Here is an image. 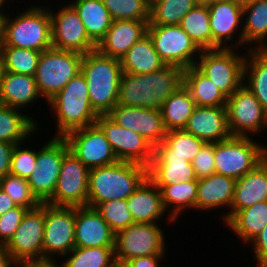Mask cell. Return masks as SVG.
<instances>
[{
	"label": "cell",
	"instance_id": "26",
	"mask_svg": "<svg viewBox=\"0 0 267 267\" xmlns=\"http://www.w3.org/2000/svg\"><path fill=\"white\" fill-rule=\"evenodd\" d=\"M41 96L35 76L1 71L0 104L22 109L24 113H27V108L36 102H41L40 98L44 99Z\"/></svg>",
	"mask_w": 267,
	"mask_h": 267
},
{
	"label": "cell",
	"instance_id": "4",
	"mask_svg": "<svg viewBox=\"0 0 267 267\" xmlns=\"http://www.w3.org/2000/svg\"><path fill=\"white\" fill-rule=\"evenodd\" d=\"M46 105L51 109V118L55 116V137H64L73 130L96 124L99 116L90 104L86 78L81 72Z\"/></svg>",
	"mask_w": 267,
	"mask_h": 267
},
{
	"label": "cell",
	"instance_id": "61",
	"mask_svg": "<svg viewBox=\"0 0 267 267\" xmlns=\"http://www.w3.org/2000/svg\"><path fill=\"white\" fill-rule=\"evenodd\" d=\"M0 41H1V19H0Z\"/></svg>",
	"mask_w": 267,
	"mask_h": 267
},
{
	"label": "cell",
	"instance_id": "57",
	"mask_svg": "<svg viewBox=\"0 0 267 267\" xmlns=\"http://www.w3.org/2000/svg\"><path fill=\"white\" fill-rule=\"evenodd\" d=\"M112 267H127V266L125 264L116 262Z\"/></svg>",
	"mask_w": 267,
	"mask_h": 267
},
{
	"label": "cell",
	"instance_id": "14",
	"mask_svg": "<svg viewBox=\"0 0 267 267\" xmlns=\"http://www.w3.org/2000/svg\"><path fill=\"white\" fill-rule=\"evenodd\" d=\"M147 33L165 65L183 70L196 65L201 49L179 25H148Z\"/></svg>",
	"mask_w": 267,
	"mask_h": 267
},
{
	"label": "cell",
	"instance_id": "55",
	"mask_svg": "<svg viewBox=\"0 0 267 267\" xmlns=\"http://www.w3.org/2000/svg\"><path fill=\"white\" fill-rule=\"evenodd\" d=\"M19 267H57L56 264H45V265H20Z\"/></svg>",
	"mask_w": 267,
	"mask_h": 267
},
{
	"label": "cell",
	"instance_id": "9",
	"mask_svg": "<svg viewBox=\"0 0 267 267\" xmlns=\"http://www.w3.org/2000/svg\"><path fill=\"white\" fill-rule=\"evenodd\" d=\"M160 223L134 222L116 233L115 261L124 264L135 257L166 255L164 228Z\"/></svg>",
	"mask_w": 267,
	"mask_h": 267
},
{
	"label": "cell",
	"instance_id": "2",
	"mask_svg": "<svg viewBox=\"0 0 267 267\" xmlns=\"http://www.w3.org/2000/svg\"><path fill=\"white\" fill-rule=\"evenodd\" d=\"M35 4L27 6L26 10L22 8L23 12L14 13L18 14L15 17L8 12L1 20L0 47H18L39 52L52 48L49 8Z\"/></svg>",
	"mask_w": 267,
	"mask_h": 267
},
{
	"label": "cell",
	"instance_id": "11",
	"mask_svg": "<svg viewBox=\"0 0 267 267\" xmlns=\"http://www.w3.org/2000/svg\"><path fill=\"white\" fill-rule=\"evenodd\" d=\"M45 203L24 214L11 240L4 246L20 265H43Z\"/></svg>",
	"mask_w": 267,
	"mask_h": 267
},
{
	"label": "cell",
	"instance_id": "3",
	"mask_svg": "<svg viewBox=\"0 0 267 267\" xmlns=\"http://www.w3.org/2000/svg\"><path fill=\"white\" fill-rule=\"evenodd\" d=\"M148 177V167L127 161L90 169L87 206L127 199Z\"/></svg>",
	"mask_w": 267,
	"mask_h": 267
},
{
	"label": "cell",
	"instance_id": "20",
	"mask_svg": "<svg viewBox=\"0 0 267 267\" xmlns=\"http://www.w3.org/2000/svg\"><path fill=\"white\" fill-rule=\"evenodd\" d=\"M115 123L141 135L154 148L165 139L161 109L116 105L107 114Z\"/></svg>",
	"mask_w": 267,
	"mask_h": 267
},
{
	"label": "cell",
	"instance_id": "6",
	"mask_svg": "<svg viewBox=\"0 0 267 267\" xmlns=\"http://www.w3.org/2000/svg\"><path fill=\"white\" fill-rule=\"evenodd\" d=\"M253 139L231 136L214 143L215 173L237 180L263 162L267 158V145Z\"/></svg>",
	"mask_w": 267,
	"mask_h": 267
},
{
	"label": "cell",
	"instance_id": "1",
	"mask_svg": "<svg viewBox=\"0 0 267 267\" xmlns=\"http://www.w3.org/2000/svg\"><path fill=\"white\" fill-rule=\"evenodd\" d=\"M183 69L165 65L148 74L122 73L118 105L161 109L163 103L183 85Z\"/></svg>",
	"mask_w": 267,
	"mask_h": 267
},
{
	"label": "cell",
	"instance_id": "18",
	"mask_svg": "<svg viewBox=\"0 0 267 267\" xmlns=\"http://www.w3.org/2000/svg\"><path fill=\"white\" fill-rule=\"evenodd\" d=\"M208 9L212 33V49H244L243 4L235 1L213 0L208 5Z\"/></svg>",
	"mask_w": 267,
	"mask_h": 267
},
{
	"label": "cell",
	"instance_id": "53",
	"mask_svg": "<svg viewBox=\"0 0 267 267\" xmlns=\"http://www.w3.org/2000/svg\"><path fill=\"white\" fill-rule=\"evenodd\" d=\"M16 206L12 198L0 188V216Z\"/></svg>",
	"mask_w": 267,
	"mask_h": 267
},
{
	"label": "cell",
	"instance_id": "31",
	"mask_svg": "<svg viewBox=\"0 0 267 267\" xmlns=\"http://www.w3.org/2000/svg\"><path fill=\"white\" fill-rule=\"evenodd\" d=\"M122 73L148 74L165 66L147 33L120 59Z\"/></svg>",
	"mask_w": 267,
	"mask_h": 267
},
{
	"label": "cell",
	"instance_id": "13",
	"mask_svg": "<svg viewBox=\"0 0 267 267\" xmlns=\"http://www.w3.org/2000/svg\"><path fill=\"white\" fill-rule=\"evenodd\" d=\"M50 138L37 150L36 165L27 179L32 193L41 203L53 196L63 157L70 151L63 137Z\"/></svg>",
	"mask_w": 267,
	"mask_h": 267
},
{
	"label": "cell",
	"instance_id": "44",
	"mask_svg": "<svg viewBox=\"0 0 267 267\" xmlns=\"http://www.w3.org/2000/svg\"><path fill=\"white\" fill-rule=\"evenodd\" d=\"M0 188L12 198L17 206L29 210L34 209L41 204L37 197L32 193L28 180L23 179L22 177L9 173L0 179Z\"/></svg>",
	"mask_w": 267,
	"mask_h": 267
},
{
	"label": "cell",
	"instance_id": "52",
	"mask_svg": "<svg viewBox=\"0 0 267 267\" xmlns=\"http://www.w3.org/2000/svg\"><path fill=\"white\" fill-rule=\"evenodd\" d=\"M20 264L11 256L5 247H0V267H19Z\"/></svg>",
	"mask_w": 267,
	"mask_h": 267
},
{
	"label": "cell",
	"instance_id": "33",
	"mask_svg": "<svg viewBox=\"0 0 267 267\" xmlns=\"http://www.w3.org/2000/svg\"><path fill=\"white\" fill-rule=\"evenodd\" d=\"M89 38L96 44L105 37L113 19L102 0H72Z\"/></svg>",
	"mask_w": 267,
	"mask_h": 267
},
{
	"label": "cell",
	"instance_id": "22",
	"mask_svg": "<svg viewBox=\"0 0 267 267\" xmlns=\"http://www.w3.org/2000/svg\"><path fill=\"white\" fill-rule=\"evenodd\" d=\"M115 237L94 207H75V247H115Z\"/></svg>",
	"mask_w": 267,
	"mask_h": 267
},
{
	"label": "cell",
	"instance_id": "60",
	"mask_svg": "<svg viewBox=\"0 0 267 267\" xmlns=\"http://www.w3.org/2000/svg\"><path fill=\"white\" fill-rule=\"evenodd\" d=\"M149 4L153 3L155 0H146Z\"/></svg>",
	"mask_w": 267,
	"mask_h": 267
},
{
	"label": "cell",
	"instance_id": "50",
	"mask_svg": "<svg viewBox=\"0 0 267 267\" xmlns=\"http://www.w3.org/2000/svg\"><path fill=\"white\" fill-rule=\"evenodd\" d=\"M17 144L0 142V179L10 173L11 158Z\"/></svg>",
	"mask_w": 267,
	"mask_h": 267
},
{
	"label": "cell",
	"instance_id": "42",
	"mask_svg": "<svg viewBox=\"0 0 267 267\" xmlns=\"http://www.w3.org/2000/svg\"><path fill=\"white\" fill-rule=\"evenodd\" d=\"M195 5L193 0H155L150 4L148 25H179Z\"/></svg>",
	"mask_w": 267,
	"mask_h": 267
},
{
	"label": "cell",
	"instance_id": "40",
	"mask_svg": "<svg viewBox=\"0 0 267 267\" xmlns=\"http://www.w3.org/2000/svg\"><path fill=\"white\" fill-rule=\"evenodd\" d=\"M115 247H74L57 267H112Z\"/></svg>",
	"mask_w": 267,
	"mask_h": 267
},
{
	"label": "cell",
	"instance_id": "8",
	"mask_svg": "<svg viewBox=\"0 0 267 267\" xmlns=\"http://www.w3.org/2000/svg\"><path fill=\"white\" fill-rule=\"evenodd\" d=\"M83 54L50 48L41 52L35 74L39 92L47 103L81 72Z\"/></svg>",
	"mask_w": 267,
	"mask_h": 267
},
{
	"label": "cell",
	"instance_id": "36",
	"mask_svg": "<svg viewBox=\"0 0 267 267\" xmlns=\"http://www.w3.org/2000/svg\"><path fill=\"white\" fill-rule=\"evenodd\" d=\"M156 186L161 190L165 211L176 223L185 210H196L198 180Z\"/></svg>",
	"mask_w": 267,
	"mask_h": 267
},
{
	"label": "cell",
	"instance_id": "29",
	"mask_svg": "<svg viewBox=\"0 0 267 267\" xmlns=\"http://www.w3.org/2000/svg\"><path fill=\"white\" fill-rule=\"evenodd\" d=\"M22 111V112H21ZM31 116V117H30ZM23 110L0 104V142L21 144L40 130V121ZM39 125V126H38ZM35 132V133H34Z\"/></svg>",
	"mask_w": 267,
	"mask_h": 267
},
{
	"label": "cell",
	"instance_id": "23",
	"mask_svg": "<svg viewBox=\"0 0 267 267\" xmlns=\"http://www.w3.org/2000/svg\"><path fill=\"white\" fill-rule=\"evenodd\" d=\"M126 207L134 222L160 223L167 216V224L176 225L164 209L161 190L148 177L126 199Z\"/></svg>",
	"mask_w": 267,
	"mask_h": 267
},
{
	"label": "cell",
	"instance_id": "47",
	"mask_svg": "<svg viewBox=\"0 0 267 267\" xmlns=\"http://www.w3.org/2000/svg\"><path fill=\"white\" fill-rule=\"evenodd\" d=\"M27 210L16 206L0 216V247H4L11 240Z\"/></svg>",
	"mask_w": 267,
	"mask_h": 267
},
{
	"label": "cell",
	"instance_id": "7",
	"mask_svg": "<svg viewBox=\"0 0 267 267\" xmlns=\"http://www.w3.org/2000/svg\"><path fill=\"white\" fill-rule=\"evenodd\" d=\"M246 52L238 48L201 50L195 66L229 98L243 84Z\"/></svg>",
	"mask_w": 267,
	"mask_h": 267
},
{
	"label": "cell",
	"instance_id": "49",
	"mask_svg": "<svg viewBox=\"0 0 267 267\" xmlns=\"http://www.w3.org/2000/svg\"><path fill=\"white\" fill-rule=\"evenodd\" d=\"M251 247L250 250L254 253L253 255L257 262L256 265L267 261V224L261 233L255 237L246 247Z\"/></svg>",
	"mask_w": 267,
	"mask_h": 267
},
{
	"label": "cell",
	"instance_id": "62",
	"mask_svg": "<svg viewBox=\"0 0 267 267\" xmlns=\"http://www.w3.org/2000/svg\"><path fill=\"white\" fill-rule=\"evenodd\" d=\"M227 1H235V2H240L241 3V0H227Z\"/></svg>",
	"mask_w": 267,
	"mask_h": 267
},
{
	"label": "cell",
	"instance_id": "43",
	"mask_svg": "<svg viewBox=\"0 0 267 267\" xmlns=\"http://www.w3.org/2000/svg\"><path fill=\"white\" fill-rule=\"evenodd\" d=\"M113 21H149L150 4L146 0H102Z\"/></svg>",
	"mask_w": 267,
	"mask_h": 267
},
{
	"label": "cell",
	"instance_id": "34",
	"mask_svg": "<svg viewBox=\"0 0 267 267\" xmlns=\"http://www.w3.org/2000/svg\"><path fill=\"white\" fill-rule=\"evenodd\" d=\"M183 85L196 106L218 107L227 103V97L195 65L184 69Z\"/></svg>",
	"mask_w": 267,
	"mask_h": 267
},
{
	"label": "cell",
	"instance_id": "48",
	"mask_svg": "<svg viewBox=\"0 0 267 267\" xmlns=\"http://www.w3.org/2000/svg\"><path fill=\"white\" fill-rule=\"evenodd\" d=\"M214 143H205L191 162L197 179L215 173Z\"/></svg>",
	"mask_w": 267,
	"mask_h": 267
},
{
	"label": "cell",
	"instance_id": "37",
	"mask_svg": "<svg viewBox=\"0 0 267 267\" xmlns=\"http://www.w3.org/2000/svg\"><path fill=\"white\" fill-rule=\"evenodd\" d=\"M196 104L182 85L162 105L163 124L167 131L181 130L187 125Z\"/></svg>",
	"mask_w": 267,
	"mask_h": 267
},
{
	"label": "cell",
	"instance_id": "32",
	"mask_svg": "<svg viewBox=\"0 0 267 267\" xmlns=\"http://www.w3.org/2000/svg\"><path fill=\"white\" fill-rule=\"evenodd\" d=\"M267 224V201L237 211L224 225L243 244H249Z\"/></svg>",
	"mask_w": 267,
	"mask_h": 267
},
{
	"label": "cell",
	"instance_id": "54",
	"mask_svg": "<svg viewBox=\"0 0 267 267\" xmlns=\"http://www.w3.org/2000/svg\"><path fill=\"white\" fill-rule=\"evenodd\" d=\"M6 2L8 3L7 0H0V19L1 20L8 14V11L11 10L10 8L9 9H5L7 7V5H8ZM6 10H7V12H6Z\"/></svg>",
	"mask_w": 267,
	"mask_h": 267
},
{
	"label": "cell",
	"instance_id": "63",
	"mask_svg": "<svg viewBox=\"0 0 267 267\" xmlns=\"http://www.w3.org/2000/svg\"><path fill=\"white\" fill-rule=\"evenodd\" d=\"M1 71H2V68H1V65H0V78H1Z\"/></svg>",
	"mask_w": 267,
	"mask_h": 267
},
{
	"label": "cell",
	"instance_id": "41",
	"mask_svg": "<svg viewBox=\"0 0 267 267\" xmlns=\"http://www.w3.org/2000/svg\"><path fill=\"white\" fill-rule=\"evenodd\" d=\"M41 52L18 47H0V65L9 73L35 76Z\"/></svg>",
	"mask_w": 267,
	"mask_h": 267
},
{
	"label": "cell",
	"instance_id": "17",
	"mask_svg": "<svg viewBox=\"0 0 267 267\" xmlns=\"http://www.w3.org/2000/svg\"><path fill=\"white\" fill-rule=\"evenodd\" d=\"M63 138L67 141L69 150L88 169L109 166L119 161L97 124L73 130Z\"/></svg>",
	"mask_w": 267,
	"mask_h": 267
},
{
	"label": "cell",
	"instance_id": "19",
	"mask_svg": "<svg viewBox=\"0 0 267 267\" xmlns=\"http://www.w3.org/2000/svg\"><path fill=\"white\" fill-rule=\"evenodd\" d=\"M96 124L104 132L119 161L134 162L148 167L154 147L141 135L121 127L108 115H99Z\"/></svg>",
	"mask_w": 267,
	"mask_h": 267
},
{
	"label": "cell",
	"instance_id": "56",
	"mask_svg": "<svg viewBox=\"0 0 267 267\" xmlns=\"http://www.w3.org/2000/svg\"><path fill=\"white\" fill-rule=\"evenodd\" d=\"M196 5H209L213 0H193Z\"/></svg>",
	"mask_w": 267,
	"mask_h": 267
},
{
	"label": "cell",
	"instance_id": "46",
	"mask_svg": "<svg viewBox=\"0 0 267 267\" xmlns=\"http://www.w3.org/2000/svg\"><path fill=\"white\" fill-rule=\"evenodd\" d=\"M23 144H17L12 154L10 173L23 179H28L36 165L37 150L26 148Z\"/></svg>",
	"mask_w": 267,
	"mask_h": 267
},
{
	"label": "cell",
	"instance_id": "59",
	"mask_svg": "<svg viewBox=\"0 0 267 267\" xmlns=\"http://www.w3.org/2000/svg\"><path fill=\"white\" fill-rule=\"evenodd\" d=\"M256 267H267V261H264V262L260 263Z\"/></svg>",
	"mask_w": 267,
	"mask_h": 267
},
{
	"label": "cell",
	"instance_id": "58",
	"mask_svg": "<svg viewBox=\"0 0 267 267\" xmlns=\"http://www.w3.org/2000/svg\"><path fill=\"white\" fill-rule=\"evenodd\" d=\"M253 1H257V0H241V3L243 5H245V4L250 3V2H253Z\"/></svg>",
	"mask_w": 267,
	"mask_h": 267
},
{
	"label": "cell",
	"instance_id": "5",
	"mask_svg": "<svg viewBox=\"0 0 267 267\" xmlns=\"http://www.w3.org/2000/svg\"><path fill=\"white\" fill-rule=\"evenodd\" d=\"M81 73L86 78L93 110L98 115H107L118 102L120 59L105 56L96 49L83 56Z\"/></svg>",
	"mask_w": 267,
	"mask_h": 267
},
{
	"label": "cell",
	"instance_id": "35",
	"mask_svg": "<svg viewBox=\"0 0 267 267\" xmlns=\"http://www.w3.org/2000/svg\"><path fill=\"white\" fill-rule=\"evenodd\" d=\"M243 85L255 95L267 111V49L247 50Z\"/></svg>",
	"mask_w": 267,
	"mask_h": 267
},
{
	"label": "cell",
	"instance_id": "10",
	"mask_svg": "<svg viewBox=\"0 0 267 267\" xmlns=\"http://www.w3.org/2000/svg\"><path fill=\"white\" fill-rule=\"evenodd\" d=\"M42 244L43 265L56 264L58 259H62L75 247V207L53 206L45 203Z\"/></svg>",
	"mask_w": 267,
	"mask_h": 267
},
{
	"label": "cell",
	"instance_id": "39",
	"mask_svg": "<svg viewBox=\"0 0 267 267\" xmlns=\"http://www.w3.org/2000/svg\"><path fill=\"white\" fill-rule=\"evenodd\" d=\"M205 143L184 129L170 130L164 141L154 148L153 154H172L192 162Z\"/></svg>",
	"mask_w": 267,
	"mask_h": 267
},
{
	"label": "cell",
	"instance_id": "30",
	"mask_svg": "<svg viewBox=\"0 0 267 267\" xmlns=\"http://www.w3.org/2000/svg\"><path fill=\"white\" fill-rule=\"evenodd\" d=\"M244 49H267V0L243 5Z\"/></svg>",
	"mask_w": 267,
	"mask_h": 267
},
{
	"label": "cell",
	"instance_id": "38",
	"mask_svg": "<svg viewBox=\"0 0 267 267\" xmlns=\"http://www.w3.org/2000/svg\"><path fill=\"white\" fill-rule=\"evenodd\" d=\"M179 26L201 50L212 49V33L208 5H195Z\"/></svg>",
	"mask_w": 267,
	"mask_h": 267
},
{
	"label": "cell",
	"instance_id": "21",
	"mask_svg": "<svg viewBox=\"0 0 267 267\" xmlns=\"http://www.w3.org/2000/svg\"><path fill=\"white\" fill-rule=\"evenodd\" d=\"M235 184L233 178L217 173L198 179L196 210H228L220 216L225 224L231 218Z\"/></svg>",
	"mask_w": 267,
	"mask_h": 267
},
{
	"label": "cell",
	"instance_id": "25",
	"mask_svg": "<svg viewBox=\"0 0 267 267\" xmlns=\"http://www.w3.org/2000/svg\"><path fill=\"white\" fill-rule=\"evenodd\" d=\"M149 21L116 20L96 49L103 55L121 59L127 51L147 34Z\"/></svg>",
	"mask_w": 267,
	"mask_h": 267
},
{
	"label": "cell",
	"instance_id": "24",
	"mask_svg": "<svg viewBox=\"0 0 267 267\" xmlns=\"http://www.w3.org/2000/svg\"><path fill=\"white\" fill-rule=\"evenodd\" d=\"M184 130L206 143H216L231 137L225 106H196Z\"/></svg>",
	"mask_w": 267,
	"mask_h": 267
},
{
	"label": "cell",
	"instance_id": "27",
	"mask_svg": "<svg viewBox=\"0 0 267 267\" xmlns=\"http://www.w3.org/2000/svg\"><path fill=\"white\" fill-rule=\"evenodd\" d=\"M264 201H267V158L236 180L231 217L237 211Z\"/></svg>",
	"mask_w": 267,
	"mask_h": 267
},
{
	"label": "cell",
	"instance_id": "51",
	"mask_svg": "<svg viewBox=\"0 0 267 267\" xmlns=\"http://www.w3.org/2000/svg\"><path fill=\"white\" fill-rule=\"evenodd\" d=\"M165 256L166 255H150L135 257L124 264L127 267H161L160 262H163V260L166 258Z\"/></svg>",
	"mask_w": 267,
	"mask_h": 267
},
{
	"label": "cell",
	"instance_id": "16",
	"mask_svg": "<svg viewBox=\"0 0 267 267\" xmlns=\"http://www.w3.org/2000/svg\"><path fill=\"white\" fill-rule=\"evenodd\" d=\"M89 172L90 169L69 151L63 157L54 194L46 203L65 207L87 206Z\"/></svg>",
	"mask_w": 267,
	"mask_h": 267
},
{
	"label": "cell",
	"instance_id": "28",
	"mask_svg": "<svg viewBox=\"0 0 267 267\" xmlns=\"http://www.w3.org/2000/svg\"><path fill=\"white\" fill-rule=\"evenodd\" d=\"M148 178L155 185H172L198 180L192 163L172 154H153L148 166Z\"/></svg>",
	"mask_w": 267,
	"mask_h": 267
},
{
	"label": "cell",
	"instance_id": "45",
	"mask_svg": "<svg viewBox=\"0 0 267 267\" xmlns=\"http://www.w3.org/2000/svg\"><path fill=\"white\" fill-rule=\"evenodd\" d=\"M95 209L115 233L134 223L125 199L102 202Z\"/></svg>",
	"mask_w": 267,
	"mask_h": 267
},
{
	"label": "cell",
	"instance_id": "15",
	"mask_svg": "<svg viewBox=\"0 0 267 267\" xmlns=\"http://www.w3.org/2000/svg\"><path fill=\"white\" fill-rule=\"evenodd\" d=\"M48 7L51 15L52 48L83 55L96 50L97 45L89 38L79 14L70 2L61 4L57 9L53 8L54 10L51 9L52 6Z\"/></svg>",
	"mask_w": 267,
	"mask_h": 267
},
{
	"label": "cell",
	"instance_id": "12",
	"mask_svg": "<svg viewBox=\"0 0 267 267\" xmlns=\"http://www.w3.org/2000/svg\"><path fill=\"white\" fill-rule=\"evenodd\" d=\"M225 107L231 136L259 137L267 130V111L243 84L227 98Z\"/></svg>",
	"mask_w": 267,
	"mask_h": 267
}]
</instances>
